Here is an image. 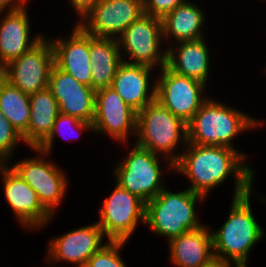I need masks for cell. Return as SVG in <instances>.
I'll use <instances>...</instances> for the list:
<instances>
[{
    "mask_svg": "<svg viewBox=\"0 0 266 267\" xmlns=\"http://www.w3.org/2000/svg\"><path fill=\"white\" fill-rule=\"evenodd\" d=\"M92 124L96 135L108 136L117 144L128 147L130 138H136L137 112L111 86L103 87L95 92Z\"/></svg>",
    "mask_w": 266,
    "mask_h": 267,
    "instance_id": "8fae6325",
    "label": "cell"
},
{
    "mask_svg": "<svg viewBox=\"0 0 266 267\" xmlns=\"http://www.w3.org/2000/svg\"><path fill=\"white\" fill-rule=\"evenodd\" d=\"M155 71L157 69L150 66L122 62L117 68L111 87L138 113L155 100Z\"/></svg>",
    "mask_w": 266,
    "mask_h": 267,
    "instance_id": "d6986e66",
    "label": "cell"
},
{
    "mask_svg": "<svg viewBox=\"0 0 266 267\" xmlns=\"http://www.w3.org/2000/svg\"><path fill=\"white\" fill-rule=\"evenodd\" d=\"M187 0H143L144 13L163 18Z\"/></svg>",
    "mask_w": 266,
    "mask_h": 267,
    "instance_id": "f1b7e54d",
    "label": "cell"
},
{
    "mask_svg": "<svg viewBox=\"0 0 266 267\" xmlns=\"http://www.w3.org/2000/svg\"><path fill=\"white\" fill-rule=\"evenodd\" d=\"M209 97L187 123V142L196 145L235 147L238 135L261 128L266 121ZM234 108V109H233ZM256 118V119H255Z\"/></svg>",
    "mask_w": 266,
    "mask_h": 267,
    "instance_id": "3957f363",
    "label": "cell"
},
{
    "mask_svg": "<svg viewBox=\"0 0 266 267\" xmlns=\"http://www.w3.org/2000/svg\"><path fill=\"white\" fill-rule=\"evenodd\" d=\"M46 35L1 70V76L5 80L28 95L48 87L54 65V51L52 42Z\"/></svg>",
    "mask_w": 266,
    "mask_h": 267,
    "instance_id": "7c38bea8",
    "label": "cell"
},
{
    "mask_svg": "<svg viewBox=\"0 0 266 267\" xmlns=\"http://www.w3.org/2000/svg\"><path fill=\"white\" fill-rule=\"evenodd\" d=\"M203 267H234V266L230 263L225 262V261L214 259L209 264H207Z\"/></svg>",
    "mask_w": 266,
    "mask_h": 267,
    "instance_id": "1f68e13d",
    "label": "cell"
},
{
    "mask_svg": "<svg viewBox=\"0 0 266 267\" xmlns=\"http://www.w3.org/2000/svg\"><path fill=\"white\" fill-rule=\"evenodd\" d=\"M113 191L98 209V225L108 241L129 242L137 227L145 225L146 203L115 181Z\"/></svg>",
    "mask_w": 266,
    "mask_h": 267,
    "instance_id": "9c48e42d",
    "label": "cell"
},
{
    "mask_svg": "<svg viewBox=\"0 0 266 267\" xmlns=\"http://www.w3.org/2000/svg\"><path fill=\"white\" fill-rule=\"evenodd\" d=\"M131 146L123 160L119 158V161L114 162L116 164H113L110 178L114 177L118 185L147 203L168 184L163 179L166 174L163 173V166L170 174L171 170V173L174 172V164L136 143Z\"/></svg>",
    "mask_w": 266,
    "mask_h": 267,
    "instance_id": "8992f818",
    "label": "cell"
},
{
    "mask_svg": "<svg viewBox=\"0 0 266 267\" xmlns=\"http://www.w3.org/2000/svg\"><path fill=\"white\" fill-rule=\"evenodd\" d=\"M205 37L180 41L166 47V66L177 74L194 78L208 85L211 74V53Z\"/></svg>",
    "mask_w": 266,
    "mask_h": 267,
    "instance_id": "ffe728a7",
    "label": "cell"
},
{
    "mask_svg": "<svg viewBox=\"0 0 266 267\" xmlns=\"http://www.w3.org/2000/svg\"><path fill=\"white\" fill-rule=\"evenodd\" d=\"M167 243L171 266L203 267L215 259L210 225L187 231Z\"/></svg>",
    "mask_w": 266,
    "mask_h": 267,
    "instance_id": "44dd1931",
    "label": "cell"
},
{
    "mask_svg": "<svg viewBox=\"0 0 266 267\" xmlns=\"http://www.w3.org/2000/svg\"><path fill=\"white\" fill-rule=\"evenodd\" d=\"M252 191L233 198L224 223L211 230L214 258L234 267H248L251 250L266 237L252 211Z\"/></svg>",
    "mask_w": 266,
    "mask_h": 267,
    "instance_id": "7a4b0ae2",
    "label": "cell"
},
{
    "mask_svg": "<svg viewBox=\"0 0 266 267\" xmlns=\"http://www.w3.org/2000/svg\"><path fill=\"white\" fill-rule=\"evenodd\" d=\"M3 194L20 227L42 230L51 224L54 216L42 205L36 191L8 164H0Z\"/></svg>",
    "mask_w": 266,
    "mask_h": 267,
    "instance_id": "4fadbf2b",
    "label": "cell"
},
{
    "mask_svg": "<svg viewBox=\"0 0 266 267\" xmlns=\"http://www.w3.org/2000/svg\"><path fill=\"white\" fill-rule=\"evenodd\" d=\"M142 14L143 0H100L77 24L89 35L118 39Z\"/></svg>",
    "mask_w": 266,
    "mask_h": 267,
    "instance_id": "9a60e30c",
    "label": "cell"
},
{
    "mask_svg": "<svg viewBox=\"0 0 266 267\" xmlns=\"http://www.w3.org/2000/svg\"><path fill=\"white\" fill-rule=\"evenodd\" d=\"M135 139L138 146L175 164L186 147L187 124L155 99L137 113Z\"/></svg>",
    "mask_w": 266,
    "mask_h": 267,
    "instance_id": "5b68a950",
    "label": "cell"
},
{
    "mask_svg": "<svg viewBox=\"0 0 266 267\" xmlns=\"http://www.w3.org/2000/svg\"><path fill=\"white\" fill-rule=\"evenodd\" d=\"M246 151L226 146L196 145L186 143L180 158L174 164V172L189 181L188 189L203 195L206 199L212 190L234 181L233 198L243 196L253 190L256 171L247 159ZM227 179V180H226Z\"/></svg>",
    "mask_w": 266,
    "mask_h": 267,
    "instance_id": "6da1fadb",
    "label": "cell"
},
{
    "mask_svg": "<svg viewBox=\"0 0 266 267\" xmlns=\"http://www.w3.org/2000/svg\"><path fill=\"white\" fill-rule=\"evenodd\" d=\"M30 95L0 77V110L11 125L23 135L30 121Z\"/></svg>",
    "mask_w": 266,
    "mask_h": 267,
    "instance_id": "d4e9b609",
    "label": "cell"
},
{
    "mask_svg": "<svg viewBox=\"0 0 266 267\" xmlns=\"http://www.w3.org/2000/svg\"><path fill=\"white\" fill-rule=\"evenodd\" d=\"M29 100L30 121L22 139L27 147L37 148L51 133L59 105L48 87L31 94Z\"/></svg>",
    "mask_w": 266,
    "mask_h": 267,
    "instance_id": "603a6c76",
    "label": "cell"
},
{
    "mask_svg": "<svg viewBox=\"0 0 266 267\" xmlns=\"http://www.w3.org/2000/svg\"><path fill=\"white\" fill-rule=\"evenodd\" d=\"M117 40L123 62L150 66L157 71L166 65L161 18L144 13Z\"/></svg>",
    "mask_w": 266,
    "mask_h": 267,
    "instance_id": "ba28073f",
    "label": "cell"
},
{
    "mask_svg": "<svg viewBox=\"0 0 266 267\" xmlns=\"http://www.w3.org/2000/svg\"><path fill=\"white\" fill-rule=\"evenodd\" d=\"M158 73L155 77V99L187 124L210 97L207 94L208 85L177 74L166 65Z\"/></svg>",
    "mask_w": 266,
    "mask_h": 267,
    "instance_id": "30bf717a",
    "label": "cell"
},
{
    "mask_svg": "<svg viewBox=\"0 0 266 267\" xmlns=\"http://www.w3.org/2000/svg\"><path fill=\"white\" fill-rule=\"evenodd\" d=\"M258 199H260L259 201H261V203L263 202H265L266 203V196L264 195V196H261V197H257Z\"/></svg>",
    "mask_w": 266,
    "mask_h": 267,
    "instance_id": "d6a6232c",
    "label": "cell"
},
{
    "mask_svg": "<svg viewBox=\"0 0 266 267\" xmlns=\"http://www.w3.org/2000/svg\"><path fill=\"white\" fill-rule=\"evenodd\" d=\"M125 245V241H109L88 259L84 267H127L120 254Z\"/></svg>",
    "mask_w": 266,
    "mask_h": 267,
    "instance_id": "4316f807",
    "label": "cell"
},
{
    "mask_svg": "<svg viewBox=\"0 0 266 267\" xmlns=\"http://www.w3.org/2000/svg\"><path fill=\"white\" fill-rule=\"evenodd\" d=\"M205 199L203 195L188 188L174 193L165 186L155 198L146 203L145 226L156 237L166 238L167 242L187 231L195 230L204 225L199 219L197 208H201L199 205Z\"/></svg>",
    "mask_w": 266,
    "mask_h": 267,
    "instance_id": "277c9868",
    "label": "cell"
},
{
    "mask_svg": "<svg viewBox=\"0 0 266 267\" xmlns=\"http://www.w3.org/2000/svg\"><path fill=\"white\" fill-rule=\"evenodd\" d=\"M85 131H88V133L90 132V134L94 133L93 124L82 121L71 115L60 113L56 118V121L53 125L51 133L37 148L41 150L42 152H45L51 155L53 151L52 149H54L53 144L55 142V139L57 138L56 137L57 135L61 136L62 139H66L64 137L66 136L65 134H67L68 132V135L70 133L69 139H71L73 137H76V135L77 137L82 135V133H84ZM72 134H74L75 136ZM68 135L66 137H68ZM77 137L75 138L76 140H77Z\"/></svg>",
    "mask_w": 266,
    "mask_h": 267,
    "instance_id": "484cf974",
    "label": "cell"
},
{
    "mask_svg": "<svg viewBox=\"0 0 266 267\" xmlns=\"http://www.w3.org/2000/svg\"><path fill=\"white\" fill-rule=\"evenodd\" d=\"M29 150L37 155L15 163L10 160L7 164L36 191L42 205L55 216L67 195L69 180L65 171L48 158V153L38 148Z\"/></svg>",
    "mask_w": 266,
    "mask_h": 267,
    "instance_id": "52a82bcc",
    "label": "cell"
},
{
    "mask_svg": "<svg viewBox=\"0 0 266 267\" xmlns=\"http://www.w3.org/2000/svg\"><path fill=\"white\" fill-rule=\"evenodd\" d=\"M30 1V0H29ZM28 0H0V11H19L28 8Z\"/></svg>",
    "mask_w": 266,
    "mask_h": 267,
    "instance_id": "4dcf8cb0",
    "label": "cell"
},
{
    "mask_svg": "<svg viewBox=\"0 0 266 267\" xmlns=\"http://www.w3.org/2000/svg\"><path fill=\"white\" fill-rule=\"evenodd\" d=\"M100 0H68V4L74 10V16H77V23L85 14H87ZM79 17V18H78Z\"/></svg>",
    "mask_w": 266,
    "mask_h": 267,
    "instance_id": "f546056e",
    "label": "cell"
},
{
    "mask_svg": "<svg viewBox=\"0 0 266 267\" xmlns=\"http://www.w3.org/2000/svg\"><path fill=\"white\" fill-rule=\"evenodd\" d=\"M205 15L207 13L200 5L189 0L166 14L161 19L165 47L176 42L197 40L207 36L204 33V29L207 28L204 27L207 18Z\"/></svg>",
    "mask_w": 266,
    "mask_h": 267,
    "instance_id": "7402d4cb",
    "label": "cell"
},
{
    "mask_svg": "<svg viewBox=\"0 0 266 267\" xmlns=\"http://www.w3.org/2000/svg\"><path fill=\"white\" fill-rule=\"evenodd\" d=\"M91 87L94 90L109 87L118 66L123 62L117 39L89 35Z\"/></svg>",
    "mask_w": 266,
    "mask_h": 267,
    "instance_id": "cb8c5ba5",
    "label": "cell"
},
{
    "mask_svg": "<svg viewBox=\"0 0 266 267\" xmlns=\"http://www.w3.org/2000/svg\"><path fill=\"white\" fill-rule=\"evenodd\" d=\"M105 238L96 221L54 236L48 242L45 263L53 267L62 262L84 267L88 259L109 242L104 241Z\"/></svg>",
    "mask_w": 266,
    "mask_h": 267,
    "instance_id": "5bb4252c",
    "label": "cell"
},
{
    "mask_svg": "<svg viewBox=\"0 0 266 267\" xmlns=\"http://www.w3.org/2000/svg\"><path fill=\"white\" fill-rule=\"evenodd\" d=\"M27 9L0 11V69L25 54L43 37L42 32L34 36Z\"/></svg>",
    "mask_w": 266,
    "mask_h": 267,
    "instance_id": "ac0fdd59",
    "label": "cell"
},
{
    "mask_svg": "<svg viewBox=\"0 0 266 267\" xmlns=\"http://www.w3.org/2000/svg\"><path fill=\"white\" fill-rule=\"evenodd\" d=\"M48 88L58 102L60 113L93 123L96 90L78 82L55 64L50 72Z\"/></svg>",
    "mask_w": 266,
    "mask_h": 267,
    "instance_id": "2e32d148",
    "label": "cell"
},
{
    "mask_svg": "<svg viewBox=\"0 0 266 267\" xmlns=\"http://www.w3.org/2000/svg\"><path fill=\"white\" fill-rule=\"evenodd\" d=\"M19 143L25 145L22 135L11 125L0 110V164H7L16 154ZM15 152V153H14Z\"/></svg>",
    "mask_w": 266,
    "mask_h": 267,
    "instance_id": "83f0119b",
    "label": "cell"
},
{
    "mask_svg": "<svg viewBox=\"0 0 266 267\" xmlns=\"http://www.w3.org/2000/svg\"><path fill=\"white\" fill-rule=\"evenodd\" d=\"M73 25L69 35L58 38L49 36L54 51V64L78 82L91 87L89 34L77 23Z\"/></svg>",
    "mask_w": 266,
    "mask_h": 267,
    "instance_id": "e0dca14e",
    "label": "cell"
}]
</instances>
